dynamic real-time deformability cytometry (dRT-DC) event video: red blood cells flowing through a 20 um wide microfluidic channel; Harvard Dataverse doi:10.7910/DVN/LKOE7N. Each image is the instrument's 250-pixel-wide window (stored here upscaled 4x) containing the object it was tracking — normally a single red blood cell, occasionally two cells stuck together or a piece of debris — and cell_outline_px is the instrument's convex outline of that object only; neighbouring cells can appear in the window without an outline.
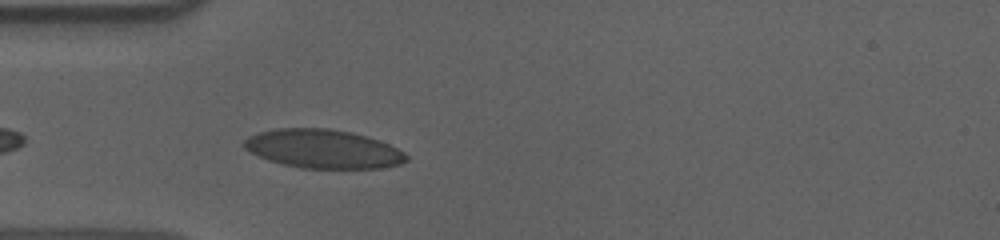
{"species": "human", "species_latin": "Homo sapiens", "temperature_condition": "cold", "stored_images_in_passage": 10, "camera_frame_rate_fps": 3000, "um_per_image_px": 0.085, "donor": {"sex": "male"}, "frame": {"image": 1, "passage_image": 4, "time_ms": 1.0, "image_size_px": [1000, 240], "cell_outline_px": [[408, 160], [400, 164], [380, 168], [300, 168], [268, 160], [244, 148], [244, 140], [248, 136], [260, 132], [276, 128], [328, 128], [352, 132], [388, 144], [404, 152], [408, 156]], "centroid_in_image_um": [27.46, 12.65], "position_along_channel_um": 57.5, "area_um2": 36.36}}
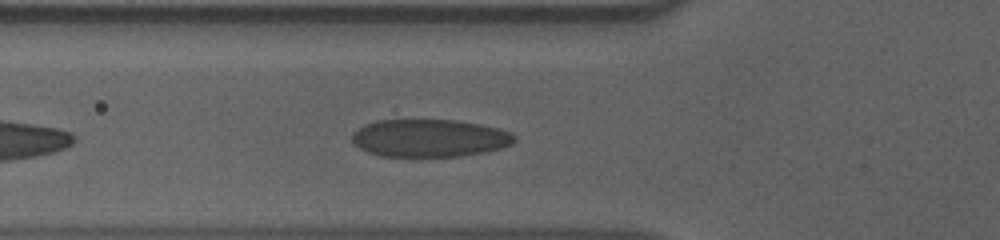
{"frame": {"image": 2, "passage_image": 7, "time_ms": 2.0, "image_size_px": [1000, 240], "cell_outline_px": [[516, 140], [512, 144], [500, 148], [484, 152], [460, 156], [380, 156], [368, 152], [352, 144], [352, 132], [364, 124], [376, 120], [456, 120], [480, 124], [496, 128], [508, 132], [516, 136]], "centroid_in_image_um": [36.46, 11.73], "position_along_channel_um": 89.3, "area_um2": 35.66}}
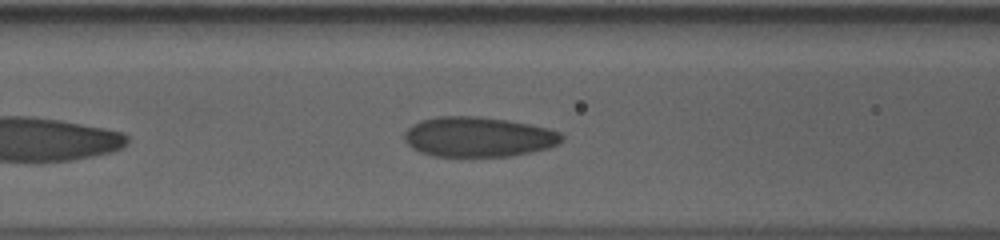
{"frame": {"image": 3, "passage_image": 10, "time_ms": 3.0, "image_size_px": [1000, 240], "cell_outline_px": [[564, 140], [560, 144], [548, 148], [532, 152], [508, 156], [432, 156], [420, 152], [412, 148], [404, 140], [404, 132], [412, 124], [420, 120], [436, 116], [480, 116], [508, 120], [548, 128], [560, 132], [564, 136]], "centroid_in_image_um": [40.66, 11.63], "position_along_channel_um": 125.9, "area_um2": 36.99}}